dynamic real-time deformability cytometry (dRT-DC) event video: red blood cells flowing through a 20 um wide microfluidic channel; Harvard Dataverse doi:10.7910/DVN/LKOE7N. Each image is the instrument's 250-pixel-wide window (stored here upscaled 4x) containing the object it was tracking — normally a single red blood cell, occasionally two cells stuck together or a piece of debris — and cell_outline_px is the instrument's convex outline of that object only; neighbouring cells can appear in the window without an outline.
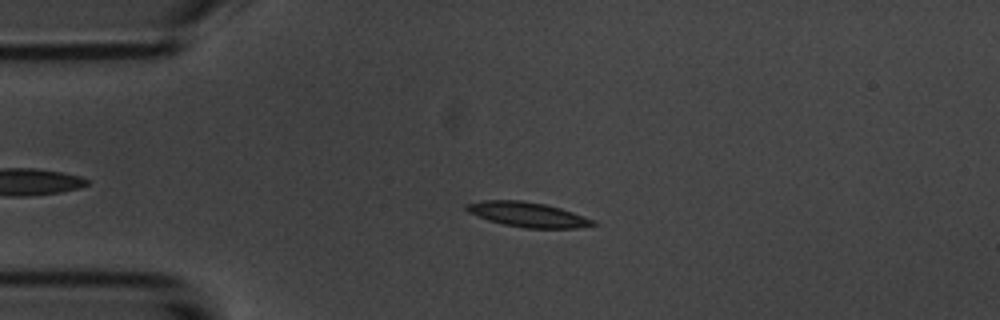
{"species": "common noctule bat (a hibernating species)", "species_latin": "Nyctalus noctula", "temperature_condition": "room temperature", "stored_images_in_passage": 49, "camera_frame_rate_fps": 3000, "um_per_image_px": 0.085, "animal": {"sex": "male", "body_mass_g": 20.1, "forearm_length_mm": 53.5}, "frame": {"image": 1, "passage_image": 12, "time_ms": 3.667, "image_size_px": [1000, 320], "cell_outline_px": [[600, 224], [576, 228], [524, 228], [504, 224], [488, 220], [468, 212], [464, 208], [464, 204], [480, 200], [520, 200], [544, 204], [560, 208], [596, 220]], "centroid_in_image_um": [44.85, 18.23], "position_along_channel_um": 40.1, "area_um2": 18.38}}
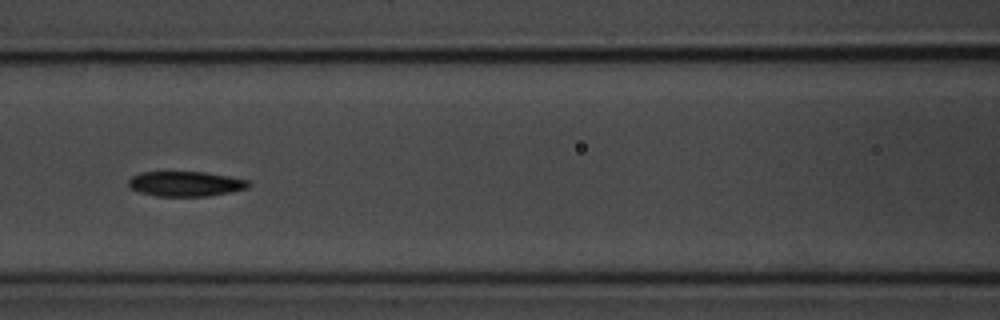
{"frame": {"image": 2, "passage_image": 23, "time_ms": 7.333, "image_size_px": [1000, 320], "cell_outline_px": [[252, 184], [248, 188], [208, 196], [156, 196], [140, 192], [128, 188], [128, 180], [132, 176], [140, 172], [204, 172], [228, 176], [248, 180]], "centroid_in_image_um": [15.75, 15.62], "position_along_channel_um": 150.9, "area_um2": 17.51}}
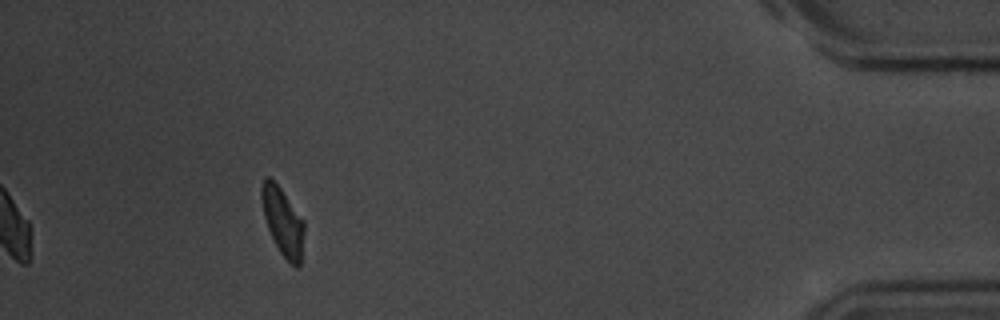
{"frame": {"image": 3, "passage_image": 49, "time_ms": 16.0, "image_size_px": [1000, 320], "cell_outline_px": [[304, 232], [300, 268], [296, 268], [280, 252], [268, 228], [264, 216], [260, 196], [260, 188], [264, 176], [268, 176], [280, 188], [304, 220]], "centroid_in_image_um": [24.03, 18.82], "position_along_channel_um": 411.2, "area_um2": 16.7}, "authors_computed_cell_mechanics": {"area_um2": 17.5712, "velocity_mm_per_s": 3.6988, "shape_relaxation_time_tau1_ms": 3.0571, "shape_relaxation_time_tau2_ms": 8.527, "deformation_change_tau1": 0.1545, "deformation_change_tau2": 0.1731}}